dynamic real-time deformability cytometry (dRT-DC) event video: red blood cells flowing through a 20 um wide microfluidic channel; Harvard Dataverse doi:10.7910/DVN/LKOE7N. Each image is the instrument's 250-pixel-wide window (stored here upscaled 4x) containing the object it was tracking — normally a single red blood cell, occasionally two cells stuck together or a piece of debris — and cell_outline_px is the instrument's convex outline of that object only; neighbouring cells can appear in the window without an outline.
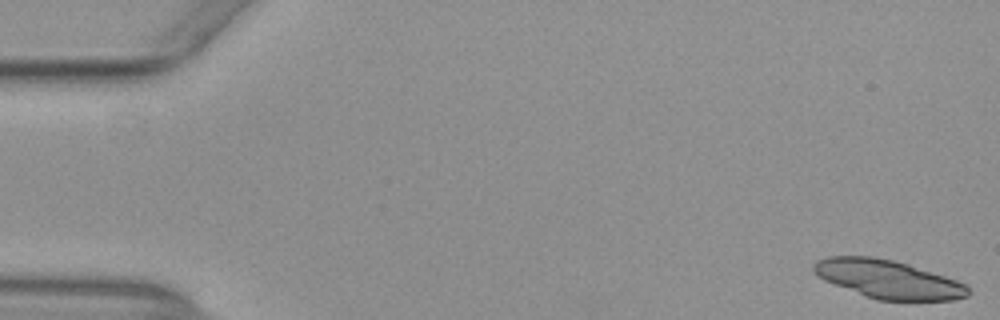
{"species": "common noctule bat (a hibernating species)", "species_latin": "Nyctalus noctula", "temperature_condition": "warm", "stored_images_in_passage": 53, "camera_frame_rate_fps": 3000, "um_per_image_px": 0.085, "animal": {"sex": "female", "body_mass_g": 29.2, "forearm_length_mm": 56.3}, "frame": {"image": 1, "passage_image": 1, "time_ms": 0.0, "image_size_px": [1000, 320], "cell_outline_px": [[972, 292], [968, 296], [952, 300], [876, 300], [824, 280], [812, 272], [812, 264], [816, 260], [828, 256], [872, 256], [892, 260], [908, 264], [968, 284]], "centroid_in_image_um": [75.48, 23.73], "position_along_channel_um": 9.5, "area_um2": 34.56}}
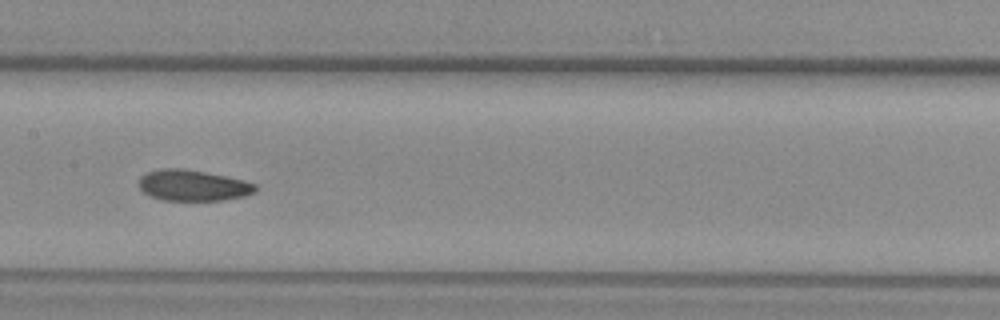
{"frame": {"image": 2, "passage_image": 27, "time_ms": 8.667, "image_size_px": [1000, 320], "cell_outline_px": [[256, 192], [244, 196], [224, 200], [164, 200], [152, 196], [144, 192], [136, 184], [140, 176], [148, 172], [160, 168], [184, 168], [244, 180], [256, 184]], "centroid_in_image_um": [16.38, 15.75], "position_along_channel_um": 191.0, "area_um2": 21.04}}
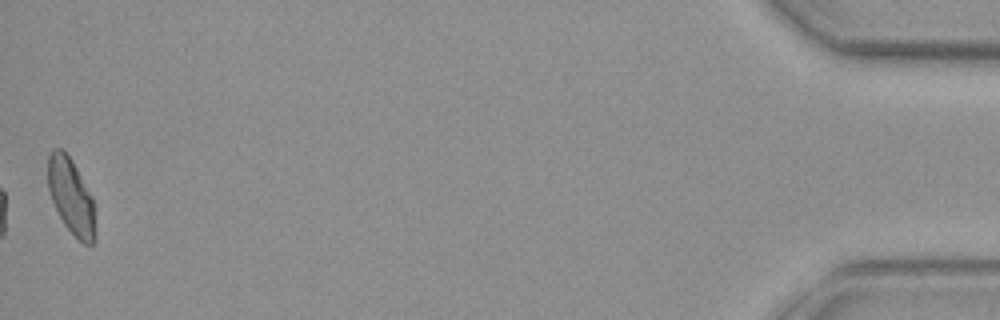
{"frame": {"image": 3, "passage_image": 53, "time_ms": 17.333, "image_size_px": [1000, 320], "cell_outline_px": [[96, 236], [92, 244], [84, 244], [64, 224], [52, 200], [48, 188], [48, 156], [52, 148], [60, 148], [72, 160], [92, 196]], "centroid_in_image_um": [6.04, 16.68], "position_along_channel_um": 429.2, "area_um2": 20.58}, "authors_computed_cell_mechanics": {"area_um2": 21.8484, "velocity_mm_per_s": 3.8984, "shape_relaxation_time_tau1_ms": null, "shape_relaxation_time_tau2_ms": 3.752, "deformation_change_tau1": null, "deformation_change_tau2": 0.0865}}